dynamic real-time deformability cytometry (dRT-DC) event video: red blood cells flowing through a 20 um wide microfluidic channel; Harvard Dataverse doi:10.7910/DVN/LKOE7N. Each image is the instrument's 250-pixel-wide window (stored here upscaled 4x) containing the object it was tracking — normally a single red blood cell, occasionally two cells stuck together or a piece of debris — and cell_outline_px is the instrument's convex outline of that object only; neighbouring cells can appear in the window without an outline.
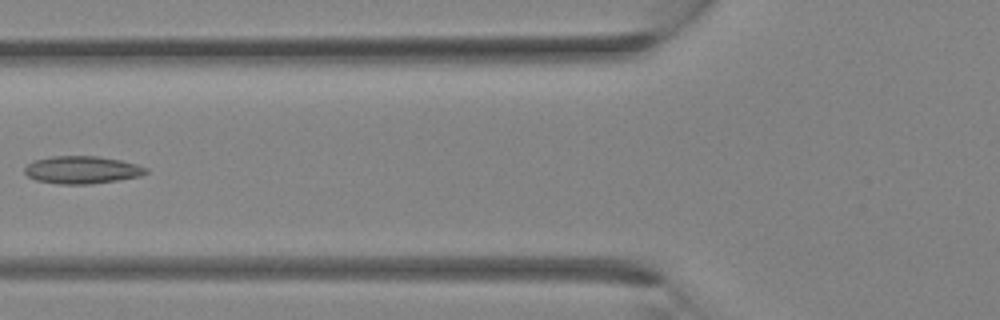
{"species": "Egyptian fruit bat (a non-hibernating species)", "species_latin": "Rousettus aegyptiacus", "temperature_condition": "room temperature", "stored_images_in_passage": 4, "camera_frame_rate_fps": 3000, "um_per_image_px": 0.085, "animal": {"sex": "female"}, "frame": {"image": 1, "passage_image": 4, "time_ms": 1.0, "image_size_px": [1000, 320], "cell_outline_px": [[148, 172], [140, 176], [116, 180], [88, 184], [60, 184], [36, 180], [28, 176], [24, 172], [24, 168], [32, 160], [52, 156], [96, 156], [120, 160], [136, 164], [148, 168]], "centroid_in_image_um": [6.95, 14.43], "position_along_channel_um": 118.9, "area_um2": 19.42}}